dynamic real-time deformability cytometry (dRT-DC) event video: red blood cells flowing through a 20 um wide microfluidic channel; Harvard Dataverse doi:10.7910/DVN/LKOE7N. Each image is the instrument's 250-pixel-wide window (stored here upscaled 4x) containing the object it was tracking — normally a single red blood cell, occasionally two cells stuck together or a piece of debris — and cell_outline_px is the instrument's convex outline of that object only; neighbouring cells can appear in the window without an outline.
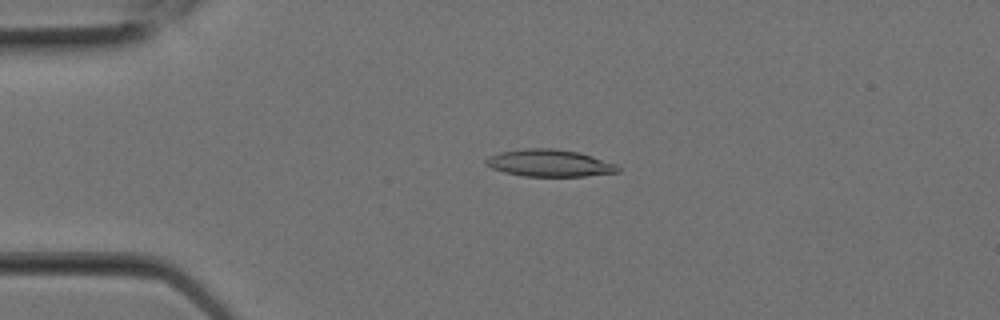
{"species": "Egyptian fruit bat (a non-hibernating species)", "species_latin": "Rousettus aegyptiacus", "temperature_condition": "room temperature", "stored_images_in_passage": 8, "camera_frame_rate_fps": 3000, "um_per_image_px": 0.085, "animal": {"sex": "female"}, "frame": {"image": 1, "passage_image": 5, "time_ms": 1.333, "image_size_px": [1000, 320], "cell_outline_px": [[620, 172], [584, 176], [524, 176], [504, 172], [492, 168], [484, 164], [484, 160], [488, 156], [500, 152], [524, 148], [556, 148], [580, 152], [616, 164], [620, 168]], "centroid_in_image_um": [46.69, 13.85], "position_along_channel_um": 38.3, "area_um2": 20.98}}
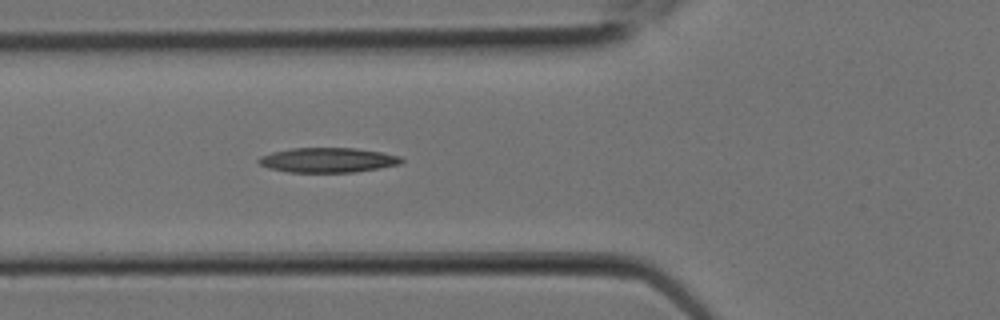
{"frame": {"image": 2, "passage_image": 8, "time_ms": 2.333, "image_size_px": [1000, 320], "cell_outline_px": [[404, 160], [400, 164], [380, 168], [356, 172], [288, 172], [268, 168], [260, 164], [256, 160], [260, 156], [272, 152], [292, 148], [356, 148], [380, 152], [400, 156]], "centroid_in_image_um": [27.85, 13.61], "position_along_channel_um": 97.9, "area_um2": 20.63}}